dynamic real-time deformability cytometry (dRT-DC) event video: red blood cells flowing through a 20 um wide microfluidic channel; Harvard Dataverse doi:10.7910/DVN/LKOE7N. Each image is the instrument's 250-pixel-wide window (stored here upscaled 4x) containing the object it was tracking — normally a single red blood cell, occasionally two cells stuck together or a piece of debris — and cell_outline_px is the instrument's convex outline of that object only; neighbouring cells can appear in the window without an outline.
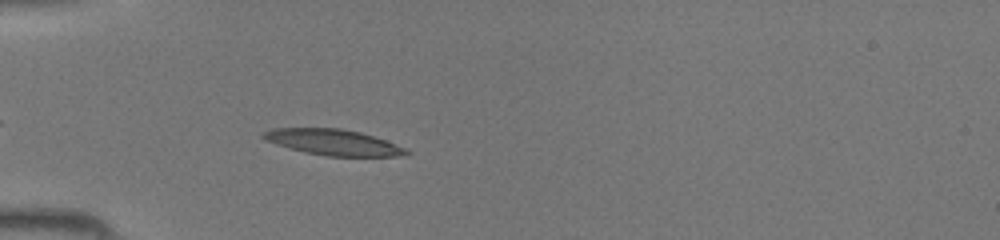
{"species": "common noctule bat (a hibernating species)", "species_latin": "Nyctalus noctula", "temperature_condition": "room temperature", "stored_images_in_passage": 33, "camera_frame_rate_fps": 3000, "um_per_image_px": 0.085, "animal": {"sex": "female", "body_mass_g": 19.5, "forearm_length_mm": 54.1}, "frame": {"image": 1, "passage_image": 4, "time_ms": 1.0, "image_size_px": [1000, 240], "cell_outline_px": [[412, 152], [408, 156], [328, 156], [304, 152], [276, 144], [264, 140], [260, 136], [260, 132], [272, 128], [340, 128], [360, 132], [408, 148]], "centroid_in_image_um": [28.32, 12.09], "position_along_channel_um": 56.7, "area_um2": 21.73}}
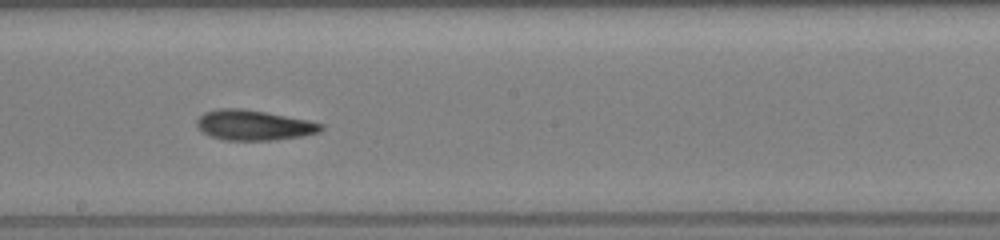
{"frame": {"image": 2, "passage_image": 16, "time_ms": 5.0, "image_size_px": [1000, 240], "cell_outline_px": [[324, 128], [320, 132], [304, 136], [276, 140], [224, 140], [208, 136], [196, 128], [196, 120], [204, 112], [216, 108], [244, 108], [308, 120], [324, 124]], "centroid_in_image_um": [21.55, 10.64], "position_along_channel_um": 226.7, "area_um2": 22.25}}
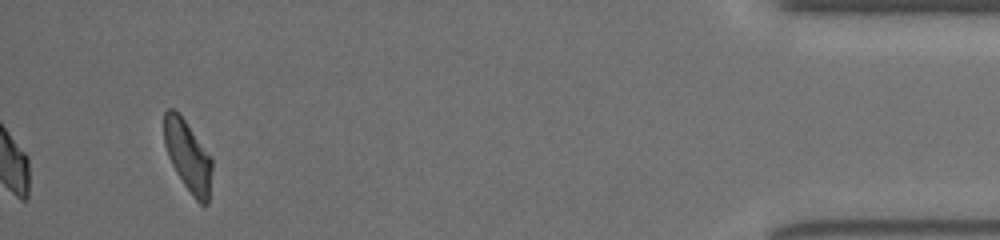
{"frame": {"image": 3, "passage_image": 33, "time_ms": 10.667, "image_size_px": [1000, 240], "cell_outline_px": [[212, 168], [208, 204], [200, 204], [192, 196], [176, 172], [168, 156], [164, 144], [164, 112], [168, 108], [172, 108], [180, 112], [212, 156]], "centroid_in_image_um": [15.98, 13.21], "position_along_channel_um": 419.2, "area_um2": 20.17}}